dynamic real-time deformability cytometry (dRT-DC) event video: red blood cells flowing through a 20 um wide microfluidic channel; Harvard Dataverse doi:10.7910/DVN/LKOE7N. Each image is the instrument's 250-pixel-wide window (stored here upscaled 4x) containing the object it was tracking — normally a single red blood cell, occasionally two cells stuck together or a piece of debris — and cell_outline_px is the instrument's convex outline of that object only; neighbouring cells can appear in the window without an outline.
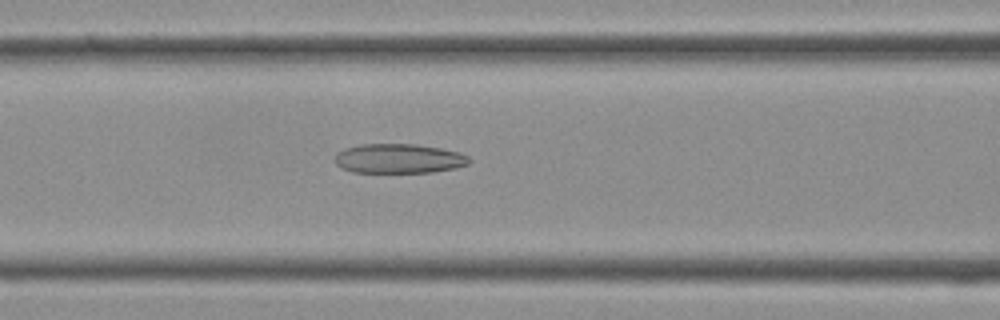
{"species": "Egyptian fruit bat (a non-hibernating species)", "species_latin": "Rousettus aegyptiacus", "temperature_condition": "cold", "stored_images_in_passage": 37, "camera_frame_rate_fps": 3000, "um_per_image_px": 0.085, "frame": {"image": 1, "passage_image": 14, "time_ms": 4.333, "image_size_px": [1000, 320], "cell_outline_px": [[472, 160], [468, 164], [456, 168], [432, 172], [352, 172], [340, 168], [332, 160], [336, 152], [344, 148], [360, 144], [416, 144], [440, 148], [460, 152], [468, 156]], "centroid_in_image_um": [33.86, 13.47], "position_along_channel_um": 132.7, "area_um2": 23.41}}
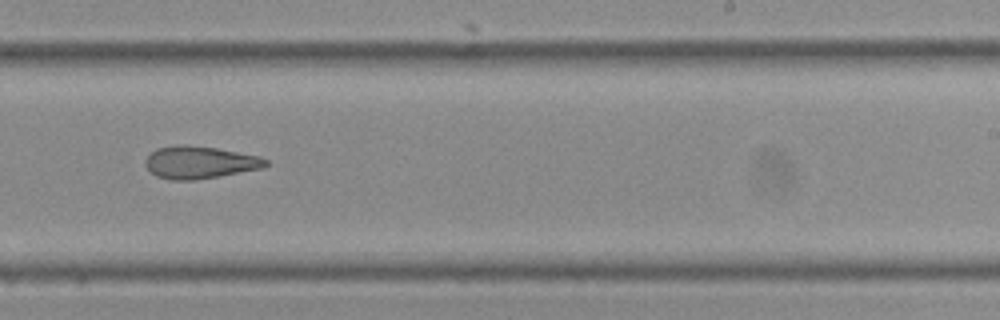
{"frame": {"image": 2, "passage_image": 22, "time_ms": 7.0, "image_size_px": [1000, 320], "cell_outline_px": [[268, 164], [264, 168], [196, 180], [172, 180], [156, 176], [144, 164], [144, 160], [156, 148], [180, 144], [216, 148], [260, 156], [268, 160]], "centroid_in_image_um": [16.98, 13.8], "position_along_channel_um": 272.0, "area_um2": 22.72}}
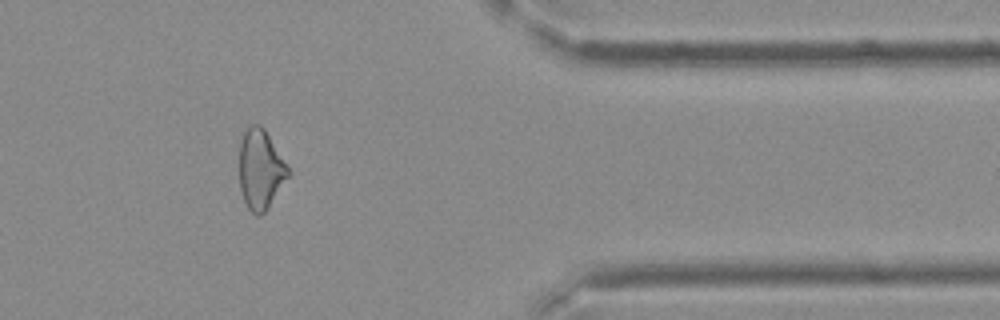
{"frame": {"image": 3, "passage_image": 30, "time_ms": 9.667, "image_size_px": [1000, 320], "cell_outline_px": [[292, 172], [268, 208], [260, 216], [256, 216], [248, 208], [244, 200], [240, 188], [240, 144], [244, 132], [252, 124], [260, 124], [264, 128]], "centroid_in_image_um": [22.16, 14.41], "position_along_channel_um": 389.2, "area_um2": 22.66}}